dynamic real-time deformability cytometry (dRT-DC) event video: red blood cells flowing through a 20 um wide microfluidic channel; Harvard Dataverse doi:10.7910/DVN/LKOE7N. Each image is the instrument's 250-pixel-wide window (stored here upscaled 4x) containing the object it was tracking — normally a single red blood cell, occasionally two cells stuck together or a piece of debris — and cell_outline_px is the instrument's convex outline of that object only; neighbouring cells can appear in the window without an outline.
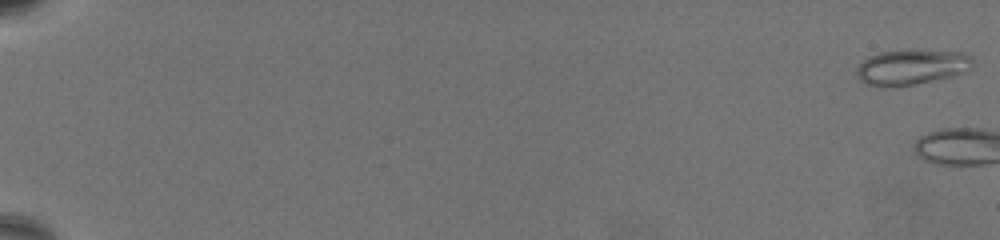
{"species": "common noctule bat (a hibernating species)", "species_latin": "Nyctalus noctula", "temperature_condition": "warm", "stored_images_in_passage": 4, "camera_frame_rate_fps": 3000, "um_per_image_px": 0.085, "animal": {"sex": "female", "body_mass_g": 19.5, "forearm_length_mm": 54.1}, "frame": {"image": 1, "passage_image": 1, "time_ms": 0.0, "image_size_px": [1000, 240], "cell_outline_px": [[972, 60], [968, 68], [964, 72], [948, 76], [912, 84], [884, 88], [876, 88], [860, 80], [856, 76], [856, 68], [868, 56], [880, 52], [912, 48], [964, 52], [972, 56]], "centroid_in_image_um": [77.42, 5.67], "position_along_channel_um": 7.6, "area_um2": 24.16}}